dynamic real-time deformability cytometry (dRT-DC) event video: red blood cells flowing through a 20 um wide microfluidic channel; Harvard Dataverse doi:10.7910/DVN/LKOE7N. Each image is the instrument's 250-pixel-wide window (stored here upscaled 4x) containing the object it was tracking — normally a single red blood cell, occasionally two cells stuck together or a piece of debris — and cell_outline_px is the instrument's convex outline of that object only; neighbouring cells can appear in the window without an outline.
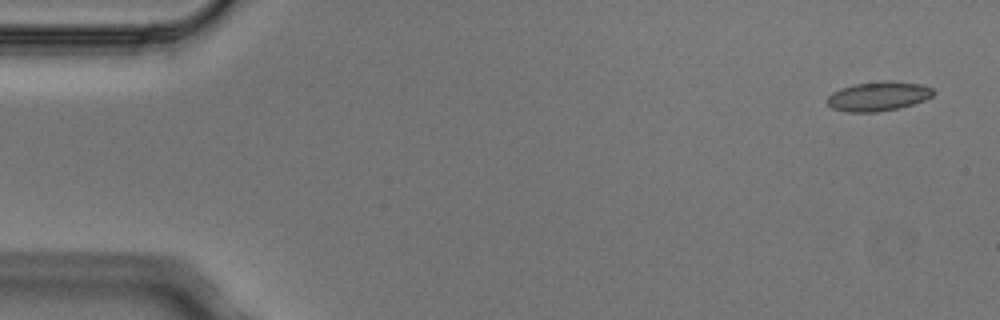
{"species": "Egyptian fruit bat (a non-hibernating species)", "species_latin": "Rousettus aegyptiacus", "temperature_condition": "cold", "stored_images_in_passage": 7, "camera_frame_rate_fps": 3000, "um_per_image_px": 0.085, "animal": {"sex": "male"}, "frame": {"image": 1, "passage_image": 1, "time_ms": 0.0, "image_size_px": [1000, 320], "cell_outline_px": [[936, 92], [932, 96], [924, 100], [900, 108], [880, 112], [848, 112], [832, 108], [824, 100], [832, 92], [840, 88], [856, 84], [920, 84], [932, 88]], "centroid_in_image_um": [74.59, 8.25], "position_along_channel_um": 10.4, "area_um2": 17.34}}
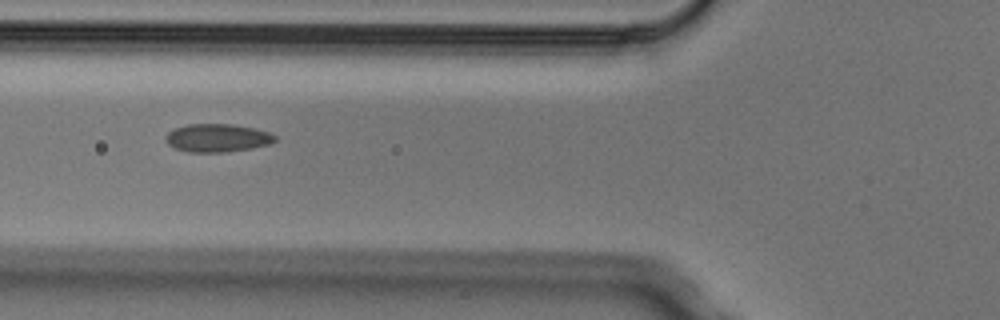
{"frame": {"image": 2, "passage_image": 5, "time_ms": 1.333, "image_size_px": [1000, 320], "cell_outline_px": [[276, 140], [272, 144], [252, 148], [224, 152], [188, 152], [176, 148], [168, 144], [164, 140], [164, 136], [168, 132], [176, 128], [188, 124], [232, 124], [256, 128], [268, 132], [276, 136]], "centroid_in_image_um": [18.49, 11.72], "position_along_channel_um": 107.3, "area_um2": 18.03}}
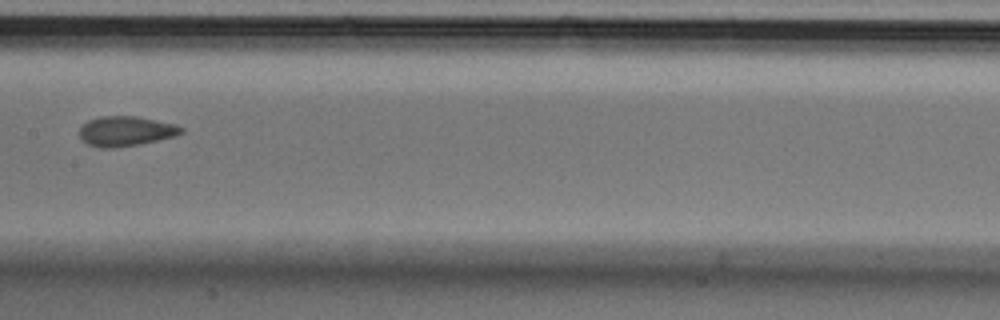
{"frame": {"image": 3, "passage_image": 7, "time_ms": 2.0, "image_size_px": [1000, 320], "cell_outline_px": [[184, 132], [176, 136], [140, 144], [112, 148], [100, 148], [88, 144], [80, 136], [80, 128], [88, 120], [100, 116], [136, 116], [172, 124], [184, 128]], "centroid_in_image_um": [10.69, 11.15], "position_along_channel_um": 196.7, "area_um2": 17.57}}